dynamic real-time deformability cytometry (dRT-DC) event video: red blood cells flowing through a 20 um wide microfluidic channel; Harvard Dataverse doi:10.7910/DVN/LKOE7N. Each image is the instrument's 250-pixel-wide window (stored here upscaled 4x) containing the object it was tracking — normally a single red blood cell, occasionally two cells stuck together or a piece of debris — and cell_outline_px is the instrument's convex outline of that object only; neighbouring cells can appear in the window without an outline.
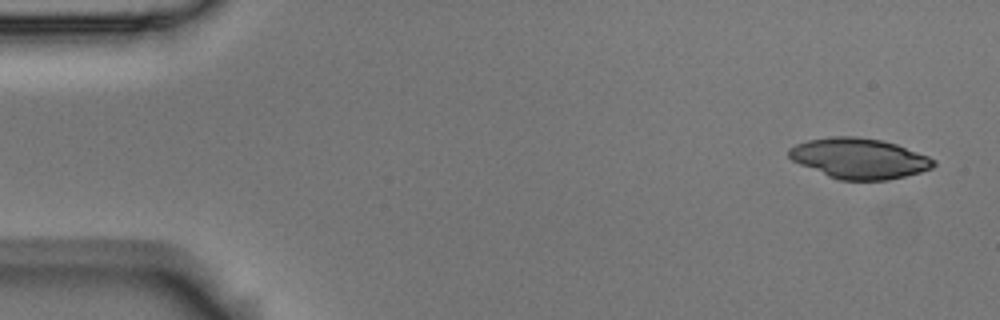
{"species": "Egyptian fruit bat (a non-hibernating species)", "species_latin": "Rousettus aegyptiacus", "temperature_condition": "room temperature", "stored_images_in_passage": 5, "camera_frame_rate_fps": 3000, "um_per_image_px": 0.085, "animal": {"sex": "male"}, "frame": {"image": 1, "passage_image": 1, "time_ms": 0.0, "image_size_px": [1000, 320], "cell_outline_px": [[936, 164], [932, 168], [920, 172], [888, 180], [840, 180], [828, 176], [800, 164], [792, 160], [788, 156], [788, 148], [796, 144], [808, 140], [832, 136], [856, 136], [880, 140], [896, 144], [928, 156], [936, 160]], "centroid_in_image_um": [73.02, 13.46], "position_along_channel_um": 12.0, "area_um2": 33.99}}